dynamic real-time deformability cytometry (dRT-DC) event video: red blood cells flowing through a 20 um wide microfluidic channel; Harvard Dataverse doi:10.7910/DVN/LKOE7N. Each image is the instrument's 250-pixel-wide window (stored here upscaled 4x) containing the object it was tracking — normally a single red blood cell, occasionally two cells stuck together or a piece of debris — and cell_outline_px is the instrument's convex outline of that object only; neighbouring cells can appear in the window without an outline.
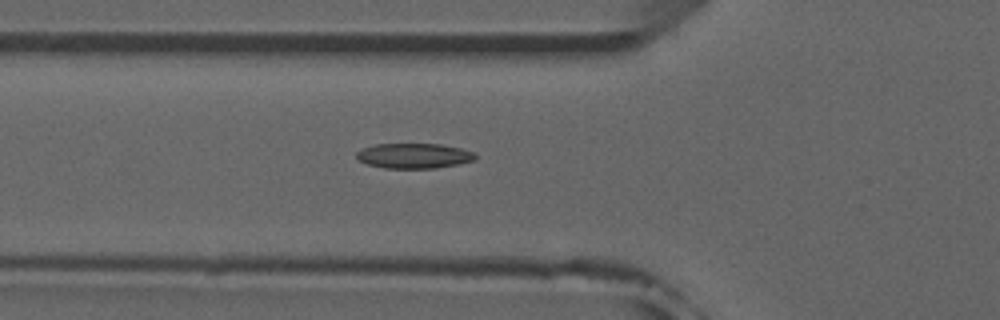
{"species": "common noctule bat (a hibernating species)", "species_latin": "Nyctalus noctula", "temperature_condition": "room temperature", "stored_images_in_passage": 39, "camera_frame_rate_fps": 3000, "um_per_image_px": 0.085, "animal": {"sex": "male", "forearm_length_mm": 52.5}, "frame": {"image": 1, "passage_image": 6, "time_ms": 1.667, "image_size_px": [1000, 320], "cell_outline_px": [[476, 160], [436, 168], [384, 168], [368, 164], [360, 160], [356, 156], [356, 152], [364, 148], [376, 144], [440, 144], [460, 148], [476, 152]], "centroid_in_image_um": [35.22, 13.24], "position_along_channel_um": 90.6, "area_um2": 17.28}, "authors_computed_cell_mechanics": {"area_um2": 17.1088, "velocity_mm_per_s": 3.9522, "shape_relaxation_time_tau1_ms": null, "shape_relaxation_time_tau2_ms": 3.5546, "deformation_change_tau1": null, "deformation_change_tau2": 0.1057}}